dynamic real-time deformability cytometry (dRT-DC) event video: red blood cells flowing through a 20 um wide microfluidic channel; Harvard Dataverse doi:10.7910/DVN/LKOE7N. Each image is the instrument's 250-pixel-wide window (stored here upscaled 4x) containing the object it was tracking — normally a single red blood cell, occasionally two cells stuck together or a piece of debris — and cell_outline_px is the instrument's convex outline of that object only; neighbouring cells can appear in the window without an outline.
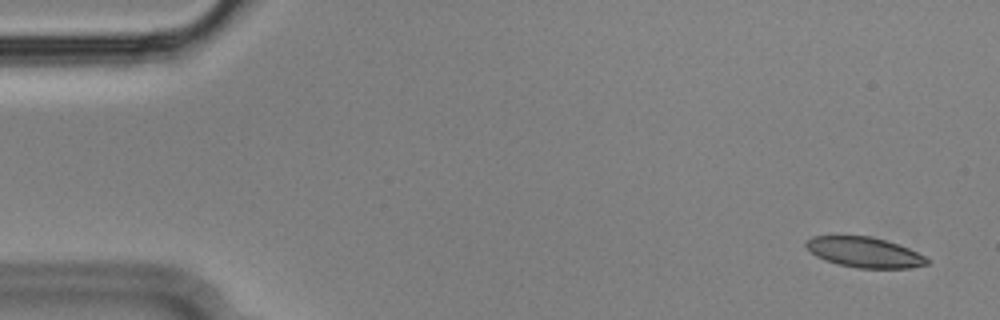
{"species": "Egyptian fruit bat (a non-hibernating species)", "species_latin": "Rousettus aegyptiacus", "temperature_condition": "cold", "stored_images_in_passage": 56, "camera_frame_rate_fps": 3000, "um_per_image_px": 0.085, "animal": {"sex": "male"}, "frame": {"image": 1, "passage_image": 3, "time_ms": 0.667, "image_size_px": [1000, 320], "cell_outline_px": [[928, 264], [908, 268], [856, 268], [840, 264], [816, 256], [804, 244], [812, 236], [868, 236], [884, 240], [908, 248], [924, 256], [928, 260]], "centroid_in_image_um": [73.48, 21.44], "position_along_channel_um": 11.5, "area_um2": 20.87}}
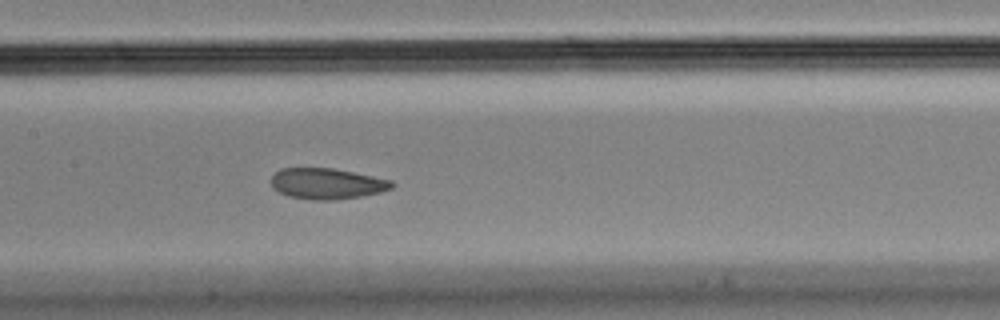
{"frame": {"image": 2, "passage_image": 27, "time_ms": 8.667, "image_size_px": [1000, 320], "cell_outline_px": [[396, 184], [392, 188], [380, 192], [360, 196], [332, 200], [312, 200], [288, 196], [272, 188], [272, 176], [280, 168], [332, 168], [392, 180]], "centroid_in_image_um": [27.79, 15.61], "position_along_channel_um": 179.6, "area_um2": 21.62}}
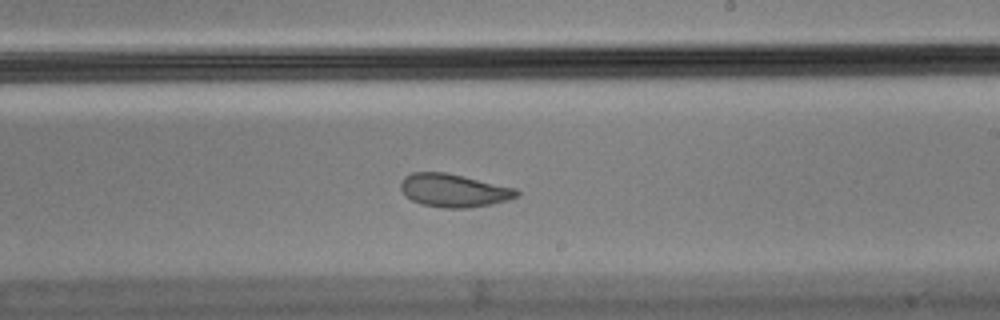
{"frame": {"image": 3, "passage_image": 33, "time_ms": 10.667, "image_size_px": [1000, 320], "cell_outline_px": [[520, 196], [508, 200], [492, 204], [468, 208], [444, 208], [420, 204], [412, 200], [400, 188], [400, 184], [404, 176], [412, 172], [444, 172], [516, 188], [520, 192]], "centroid_in_image_um": [38.59, 16.19], "position_along_channel_um": 250.4, "area_um2": 22.37}, "authors_computed_cell_mechanics": {"area_um2": 22.5709, "velocity_mm_per_s": 3.5539, "shape_relaxation_time_tau1_ms": null, "shape_relaxation_time_tau2_ms": 1.4901, "deformation_change_tau1": null, "deformation_change_tau2": 0.0773}}